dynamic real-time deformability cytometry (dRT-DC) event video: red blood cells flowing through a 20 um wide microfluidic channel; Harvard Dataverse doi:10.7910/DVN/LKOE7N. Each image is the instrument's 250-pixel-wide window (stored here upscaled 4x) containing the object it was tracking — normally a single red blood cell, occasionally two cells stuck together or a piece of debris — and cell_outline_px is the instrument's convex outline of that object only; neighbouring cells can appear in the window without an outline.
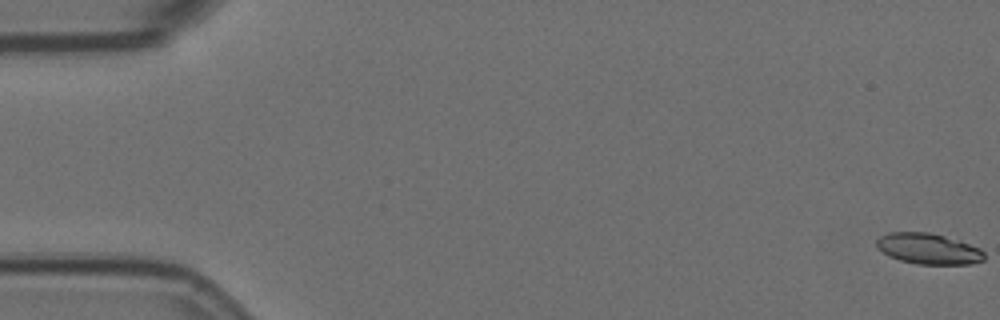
{"species": "Egyptian fruit bat (a non-hibernating species)", "species_latin": "Rousettus aegyptiacus", "temperature_condition": "room temperature", "stored_images_in_passage": 6, "camera_frame_rate_fps": 3000, "um_per_image_px": 0.085, "animal": {"sex": "female"}, "frame": {"image": 1, "passage_image": 1, "time_ms": 0.0, "image_size_px": [1000, 320], "cell_outline_px": [[984, 260], [968, 264], [916, 264], [900, 260], [876, 248], [876, 240], [880, 236], [888, 232], [928, 232], [960, 240], [980, 248], [984, 252]], "centroid_in_image_um": [78.92, 21.13], "position_along_channel_um": 6.1, "area_um2": 19.31}}